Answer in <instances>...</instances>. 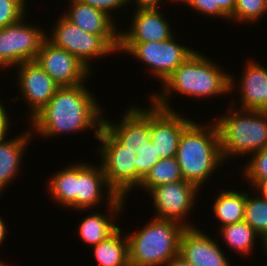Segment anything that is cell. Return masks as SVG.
Masks as SVG:
<instances>
[{
    "mask_svg": "<svg viewBox=\"0 0 267 266\" xmlns=\"http://www.w3.org/2000/svg\"><path fill=\"white\" fill-rule=\"evenodd\" d=\"M85 84L59 87L49 103L29 121L32 134L48 139L93 129V137L97 139L103 126L104 110Z\"/></svg>",
    "mask_w": 267,
    "mask_h": 266,
    "instance_id": "6da1fadb",
    "label": "cell"
},
{
    "mask_svg": "<svg viewBox=\"0 0 267 266\" xmlns=\"http://www.w3.org/2000/svg\"><path fill=\"white\" fill-rule=\"evenodd\" d=\"M214 62L196 50L161 84L159 92L149 96V100L158 107L174 110L170 100L178 92L197 100L232 95L237 87L236 77Z\"/></svg>",
    "mask_w": 267,
    "mask_h": 266,
    "instance_id": "7a4b0ae2",
    "label": "cell"
},
{
    "mask_svg": "<svg viewBox=\"0 0 267 266\" xmlns=\"http://www.w3.org/2000/svg\"><path fill=\"white\" fill-rule=\"evenodd\" d=\"M175 157L183 179L201 190L224 163L215 122L202 125L193 119L181 133Z\"/></svg>",
    "mask_w": 267,
    "mask_h": 266,
    "instance_id": "3957f363",
    "label": "cell"
},
{
    "mask_svg": "<svg viewBox=\"0 0 267 266\" xmlns=\"http://www.w3.org/2000/svg\"><path fill=\"white\" fill-rule=\"evenodd\" d=\"M224 115L213 120L217 126L223 161L247 157L267 148V112L240 109L235 101ZM237 108V109H236ZM247 154V155H246Z\"/></svg>",
    "mask_w": 267,
    "mask_h": 266,
    "instance_id": "277c9868",
    "label": "cell"
},
{
    "mask_svg": "<svg viewBox=\"0 0 267 266\" xmlns=\"http://www.w3.org/2000/svg\"><path fill=\"white\" fill-rule=\"evenodd\" d=\"M185 227L173 220L151 218L135 232H127L130 266H165L179 255Z\"/></svg>",
    "mask_w": 267,
    "mask_h": 266,
    "instance_id": "5b68a950",
    "label": "cell"
},
{
    "mask_svg": "<svg viewBox=\"0 0 267 266\" xmlns=\"http://www.w3.org/2000/svg\"><path fill=\"white\" fill-rule=\"evenodd\" d=\"M61 17V18H60ZM46 39L54 46L65 49L92 71L91 61L118 54L119 35H93L86 33L60 15ZM91 59V60H90Z\"/></svg>",
    "mask_w": 267,
    "mask_h": 266,
    "instance_id": "8992f818",
    "label": "cell"
},
{
    "mask_svg": "<svg viewBox=\"0 0 267 266\" xmlns=\"http://www.w3.org/2000/svg\"><path fill=\"white\" fill-rule=\"evenodd\" d=\"M97 140L101 142L95 149L108 185L122 197L136 188V153L122 145L104 126Z\"/></svg>",
    "mask_w": 267,
    "mask_h": 266,
    "instance_id": "52a82bcc",
    "label": "cell"
},
{
    "mask_svg": "<svg viewBox=\"0 0 267 266\" xmlns=\"http://www.w3.org/2000/svg\"><path fill=\"white\" fill-rule=\"evenodd\" d=\"M175 38L174 35L163 42H119L118 54H129L145 64L150 76L156 77L163 84L196 51L180 44Z\"/></svg>",
    "mask_w": 267,
    "mask_h": 266,
    "instance_id": "ba28073f",
    "label": "cell"
},
{
    "mask_svg": "<svg viewBox=\"0 0 267 266\" xmlns=\"http://www.w3.org/2000/svg\"><path fill=\"white\" fill-rule=\"evenodd\" d=\"M27 15L18 22L0 29V68L16 67L27 61H34L48 32L42 25L30 24ZM26 19V20H25ZM27 21V22H25ZM5 67V68H4Z\"/></svg>",
    "mask_w": 267,
    "mask_h": 266,
    "instance_id": "9c48e42d",
    "label": "cell"
},
{
    "mask_svg": "<svg viewBox=\"0 0 267 266\" xmlns=\"http://www.w3.org/2000/svg\"><path fill=\"white\" fill-rule=\"evenodd\" d=\"M201 190L193 183L185 180L156 186L149 192L155 208L154 218L173 220L186 227L196 225L186 222V217L191 214L197 203ZM190 223V224H189Z\"/></svg>",
    "mask_w": 267,
    "mask_h": 266,
    "instance_id": "30bf717a",
    "label": "cell"
},
{
    "mask_svg": "<svg viewBox=\"0 0 267 266\" xmlns=\"http://www.w3.org/2000/svg\"><path fill=\"white\" fill-rule=\"evenodd\" d=\"M35 61L59 87L86 83L91 72L93 74V71L77 57L65 49L54 46L47 39L43 42Z\"/></svg>",
    "mask_w": 267,
    "mask_h": 266,
    "instance_id": "8fae6325",
    "label": "cell"
},
{
    "mask_svg": "<svg viewBox=\"0 0 267 266\" xmlns=\"http://www.w3.org/2000/svg\"><path fill=\"white\" fill-rule=\"evenodd\" d=\"M150 141L160 159L175 157L183 130L193 121L176 110L163 109L150 101Z\"/></svg>",
    "mask_w": 267,
    "mask_h": 266,
    "instance_id": "7c38bea8",
    "label": "cell"
},
{
    "mask_svg": "<svg viewBox=\"0 0 267 266\" xmlns=\"http://www.w3.org/2000/svg\"><path fill=\"white\" fill-rule=\"evenodd\" d=\"M19 66V67H18ZM16 66L17 85L19 97L22 94L26 106L29 107L28 121H30L42 108H44L59 86L52 78L34 61H27ZM29 105V106H28Z\"/></svg>",
    "mask_w": 267,
    "mask_h": 266,
    "instance_id": "4fadbf2b",
    "label": "cell"
},
{
    "mask_svg": "<svg viewBox=\"0 0 267 266\" xmlns=\"http://www.w3.org/2000/svg\"><path fill=\"white\" fill-rule=\"evenodd\" d=\"M96 165V166H95ZM89 162H77V187L76 210L85 211L98 207L104 200L106 207L111 204L118 195L108 185L101 165ZM105 192V190L107 192ZM104 194V195H103ZM106 195V196H105ZM105 196V197H103ZM104 198V199H103Z\"/></svg>",
    "mask_w": 267,
    "mask_h": 266,
    "instance_id": "5bb4252c",
    "label": "cell"
},
{
    "mask_svg": "<svg viewBox=\"0 0 267 266\" xmlns=\"http://www.w3.org/2000/svg\"><path fill=\"white\" fill-rule=\"evenodd\" d=\"M123 114L117 123L104 116L103 126L127 149L138 151L150 142V104L130 105Z\"/></svg>",
    "mask_w": 267,
    "mask_h": 266,
    "instance_id": "9a60e30c",
    "label": "cell"
},
{
    "mask_svg": "<svg viewBox=\"0 0 267 266\" xmlns=\"http://www.w3.org/2000/svg\"><path fill=\"white\" fill-rule=\"evenodd\" d=\"M198 227H186L180 237L179 255L194 266H231L217 240Z\"/></svg>",
    "mask_w": 267,
    "mask_h": 266,
    "instance_id": "2e32d148",
    "label": "cell"
},
{
    "mask_svg": "<svg viewBox=\"0 0 267 266\" xmlns=\"http://www.w3.org/2000/svg\"><path fill=\"white\" fill-rule=\"evenodd\" d=\"M160 9H137L129 29L119 32V42H163L174 36L169 20Z\"/></svg>",
    "mask_w": 267,
    "mask_h": 266,
    "instance_id": "e0dca14e",
    "label": "cell"
},
{
    "mask_svg": "<svg viewBox=\"0 0 267 266\" xmlns=\"http://www.w3.org/2000/svg\"><path fill=\"white\" fill-rule=\"evenodd\" d=\"M238 80L240 109L267 112V68L255 58L245 63Z\"/></svg>",
    "mask_w": 267,
    "mask_h": 266,
    "instance_id": "ac0fdd59",
    "label": "cell"
},
{
    "mask_svg": "<svg viewBox=\"0 0 267 266\" xmlns=\"http://www.w3.org/2000/svg\"><path fill=\"white\" fill-rule=\"evenodd\" d=\"M125 200V197L118 196L107 206L105 213L100 211L91 214L88 213V215L81 220L77 228V230H79L78 235L82 242L92 247L112 235L119 228V224L117 225V217H120L121 213L124 212Z\"/></svg>",
    "mask_w": 267,
    "mask_h": 266,
    "instance_id": "d6986e66",
    "label": "cell"
},
{
    "mask_svg": "<svg viewBox=\"0 0 267 266\" xmlns=\"http://www.w3.org/2000/svg\"><path fill=\"white\" fill-rule=\"evenodd\" d=\"M32 135V131L28 128L13 138L7 137L0 141V195L19 175L23 156L33 139Z\"/></svg>",
    "mask_w": 267,
    "mask_h": 266,
    "instance_id": "ffe728a7",
    "label": "cell"
},
{
    "mask_svg": "<svg viewBox=\"0 0 267 266\" xmlns=\"http://www.w3.org/2000/svg\"><path fill=\"white\" fill-rule=\"evenodd\" d=\"M69 9L63 15L86 33L93 35H119L117 23L105 12L78 0H66Z\"/></svg>",
    "mask_w": 267,
    "mask_h": 266,
    "instance_id": "44dd1931",
    "label": "cell"
},
{
    "mask_svg": "<svg viewBox=\"0 0 267 266\" xmlns=\"http://www.w3.org/2000/svg\"><path fill=\"white\" fill-rule=\"evenodd\" d=\"M46 185L50 199L76 211L77 162L55 171Z\"/></svg>",
    "mask_w": 267,
    "mask_h": 266,
    "instance_id": "7402d4cb",
    "label": "cell"
},
{
    "mask_svg": "<svg viewBox=\"0 0 267 266\" xmlns=\"http://www.w3.org/2000/svg\"><path fill=\"white\" fill-rule=\"evenodd\" d=\"M118 228L107 239L93 247V255L99 266H130L129 242L126 233Z\"/></svg>",
    "mask_w": 267,
    "mask_h": 266,
    "instance_id": "603a6c76",
    "label": "cell"
},
{
    "mask_svg": "<svg viewBox=\"0 0 267 266\" xmlns=\"http://www.w3.org/2000/svg\"><path fill=\"white\" fill-rule=\"evenodd\" d=\"M220 190L216 195L213 206V215H215L217 221L221 223L219 228L224 225H231L239 223L244 220L246 191L226 190L225 188Z\"/></svg>",
    "mask_w": 267,
    "mask_h": 266,
    "instance_id": "cb8c5ba5",
    "label": "cell"
},
{
    "mask_svg": "<svg viewBox=\"0 0 267 266\" xmlns=\"http://www.w3.org/2000/svg\"><path fill=\"white\" fill-rule=\"evenodd\" d=\"M219 231L220 237L223 238L222 242L224 241L228 248L244 257L252 254L256 242L260 241L258 239L260 236L245 221L224 225Z\"/></svg>",
    "mask_w": 267,
    "mask_h": 266,
    "instance_id": "d4e9b609",
    "label": "cell"
},
{
    "mask_svg": "<svg viewBox=\"0 0 267 266\" xmlns=\"http://www.w3.org/2000/svg\"><path fill=\"white\" fill-rule=\"evenodd\" d=\"M184 180L176 157L160 159L142 180L139 189L149 193L156 186Z\"/></svg>",
    "mask_w": 267,
    "mask_h": 266,
    "instance_id": "484cf974",
    "label": "cell"
},
{
    "mask_svg": "<svg viewBox=\"0 0 267 266\" xmlns=\"http://www.w3.org/2000/svg\"><path fill=\"white\" fill-rule=\"evenodd\" d=\"M253 191L252 195L251 192L248 193V190L246 192L243 221L261 236L267 232V198L261 196L256 190L253 189Z\"/></svg>",
    "mask_w": 267,
    "mask_h": 266,
    "instance_id": "4316f807",
    "label": "cell"
},
{
    "mask_svg": "<svg viewBox=\"0 0 267 266\" xmlns=\"http://www.w3.org/2000/svg\"><path fill=\"white\" fill-rule=\"evenodd\" d=\"M185 6L194 9L197 13L213 18H222L229 21L233 14L236 0H179Z\"/></svg>",
    "mask_w": 267,
    "mask_h": 266,
    "instance_id": "83f0119b",
    "label": "cell"
},
{
    "mask_svg": "<svg viewBox=\"0 0 267 266\" xmlns=\"http://www.w3.org/2000/svg\"><path fill=\"white\" fill-rule=\"evenodd\" d=\"M267 15V0H236L233 14L229 17V22L238 24H250L260 21ZM240 22V23H239Z\"/></svg>",
    "mask_w": 267,
    "mask_h": 266,
    "instance_id": "f1b7e54d",
    "label": "cell"
},
{
    "mask_svg": "<svg viewBox=\"0 0 267 266\" xmlns=\"http://www.w3.org/2000/svg\"><path fill=\"white\" fill-rule=\"evenodd\" d=\"M246 165L243 166L242 175L247 184L255 188L262 180L267 179V148L254 152Z\"/></svg>",
    "mask_w": 267,
    "mask_h": 266,
    "instance_id": "f546056e",
    "label": "cell"
},
{
    "mask_svg": "<svg viewBox=\"0 0 267 266\" xmlns=\"http://www.w3.org/2000/svg\"><path fill=\"white\" fill-rule=\"evenodd\" d=\"M160 160L155 146L150 141L136 153V189L139 188L142 180L150 172L151 168Z\"/></svg>",
    "mask_w": 267,
    "mask_h": 266,
    "instance_id": "4dcf8cb0",
    "label": "cell"
},
{
    "mask_svg": "<svg viewBox=\"0 0 267 266\" xmlns=\"http://www.w3.org/2000/svg\"><path fill=\"white\" fill-rule=\"evenodd\" d=\"M28 0H0V29L18 22L27 13Z\"/></svg>",
    "mask_w": 267,
    "mask_h": 266,
    "instance_id": "1f68e13d",
    "label": "cell"
},
{
    "mask_svg": "<svg viewBox=\"0 0 267 266\" xmlns=\"http://www.w3.org/2000/svg\"><path fill=\"white\" fill-rule=\"evenodd\" d=\"M83 4L89 5L95 9L101 10L109 15L114 21L113 11L121 10L125 6H130L128 0H78ZM113 15V16H112Z\"/></svg>",
    "mask_w": 267,
    "mask_h": 266,
    "instance_id": "d6a6232c",
    "label": "cell"
},
{
    "mask_svg": "<svg viewBox=\"0 0 267 266\" xmlns=\"http://www.w3.org/2000/svg\"><path fill=\"white\" fill-rule=\"evenodd\" d=\"M4 104L2 103L0 99V141L7 138L9 128L11 127L10 124V118L7 109L5 108Z\"/></svg>",
    "mask_w": 267,
    "mask_h": 266,
    "instance_id": "836d02e7",
    "label": "cell"
},
{
    "mask_svg": "<svg viewBox=\"0 0 267 266\" xmlns=\"http://www.w3.org/2000/svg\"><path fill=\"white\" fill-rule=\"evenodd\" d=\"M176 2V0H172V2ZM133 2V3H132ZM163 0H128V4H136L137 9H158L159 7L162 8Z\"/></svg>",
    "mask_w": 267,
    "mask_h": 266,
    "instance_id": "e575fe53",
    "label": "cell"
},
{
    "mask_svg": "<svg viewBox=\"0 0 267 266\" xmlns=\"http://www.w3.org/2000/svg\"><path fill=\"white\" fill-rule=\"evenodd\" d=\"M165 266H194L187 262L181 255L172 258Z\"/></svg>",
    "mask_w": 267,
    "mask_h": 266,
    "instance_id": "d590c367",
    "label": "cell"
},
{
    "mask_svg": "<svg viewBox=\"0 0 267 266\" xmlns=\"http://www.w3.org/2000/svg\"><path fill=\"white\" fill-rule=\"evenodd\" d=\"M254 190H258L257 192L267 198V179L262 180L255 188Z\"/></svg>",
    "mask_w": 267,
    "mask_h": 266,
    "instance_id": "8d00e7d4",
    "label": "cell"
},
{
    "mask_svg": "<svg viewBox=\"0 0 267 266\" xmlns=\"http://www.w3.org/2000/svg\"><path fill=\"white\" fill-rule=\"evenodd\" d=\"M6 225L3 218L0 216V246L5 242V238L7 235Z\"/></svg>",
    "mask_w": 267,
    "mask_h": 266,
    "instance_id": "74e56055",
    "label": "cell"
},
{
    "mask_svg": "<svg viewBox=\"0 0 267 266\" xmlns=\"http://www.w3.org/2000/svg\"><path fill=\"white\" fill-rule=\"evenodd\" d=\"M259 240H262L260 241L259 245L262 247V249L264 248L265 251L263 253H266L265 255L267 256V232L262 234Z\"/></svg>",
    "mask_w": 267,
    "mask_h": 266,
    "instance_id": "f35d334b",
    "label": "cell"
},
{
    "mask_svg": "<svg viewBox=\"0 0 267 266\" xmlns=\"http://www.w3.org/2000/svg\"><path fill=\"white\" fill-rule=\"evenodd\" d=\"M0 266H11V264L8 265V263L3 262V260H0Z\"/></svg>",
    "mask_w": 267,
    "mask_h": 266,
    "instance_id": "ab89813d",
    "label": "cell"
}]
</instances>
